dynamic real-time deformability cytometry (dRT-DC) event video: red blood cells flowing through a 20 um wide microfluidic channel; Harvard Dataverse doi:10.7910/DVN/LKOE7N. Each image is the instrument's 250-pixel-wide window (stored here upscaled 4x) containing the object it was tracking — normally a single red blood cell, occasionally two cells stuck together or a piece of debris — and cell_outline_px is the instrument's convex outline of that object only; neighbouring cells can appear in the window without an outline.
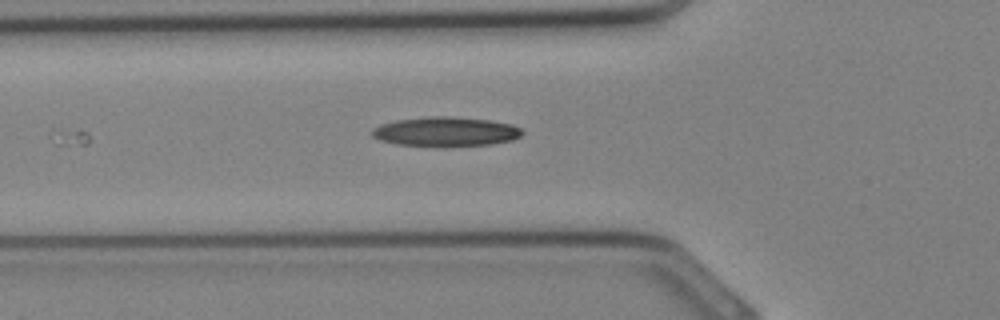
{"species": "Egyptian fruit bat (a non-hibernating species)", "species_latin": "Rousettus aegyptiacus", "temperature_condition": "cold", "stored_images_in_passage": 6, "camera_frame_rate_fps": 3000, "um_per_image_px": 0.085, "animal": {"sex": "female"}, "frame": {"image": 1, "passage_image": 6, "time_ms": 1.667, "image_size_px": [1000, 320], "cell_outline_px": [[524, 132], [520, 136], [512, 140], [492, 144], [396, 144], [380, 140], [372, 136], [372, 128], [380, 124], [396, 120], [428, 116], [448, 116], [492, 120], [512, 124], [520, 128]], "centroid_in_image_um": [37.89, 11.14], "position_along_channel_um": 87.9, "area_um2": 25.03}}